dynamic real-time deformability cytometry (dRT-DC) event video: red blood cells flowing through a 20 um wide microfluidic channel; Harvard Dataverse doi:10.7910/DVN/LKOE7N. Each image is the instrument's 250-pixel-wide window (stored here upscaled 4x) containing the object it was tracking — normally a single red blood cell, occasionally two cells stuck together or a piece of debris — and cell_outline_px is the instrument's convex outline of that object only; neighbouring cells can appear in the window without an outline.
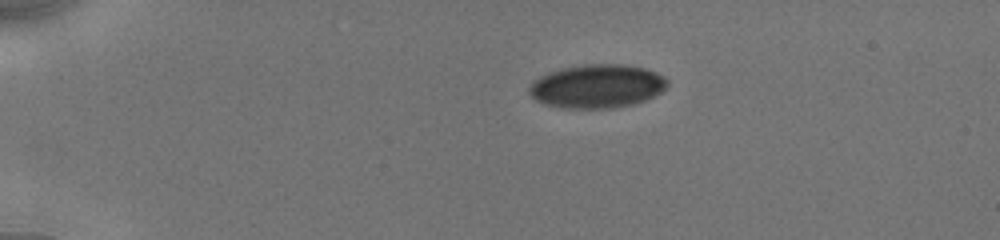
{"species": "human", "species_latin": "Homo sapiens", "temperature_condition": "cold", "stored_images_in_passage": 6, "camera_frame_rate_fps": 3000, "um_per_image_px": 0.085, "donor": {"sex": "male"}, "frame": {"image": 1, "passage_image": 1, "time_ms": 0.0, "image_size_px": [1000, 240], "cell_outline_px": [[668, 84], [660, 92], [636, 104], [612, 108], [564, 108], [544, 104], [536, 100], [528, 92], [528, 88], [540, 76], [548, 72], [564, 68], [584, 64], [624, 64], [644, 68], [656, 72], [664, 76], [668, 80]], "centroid_in_image_um": [50.76, 7.33], "position_along_channel_um": 34.2, "area_um2": 35.03}}
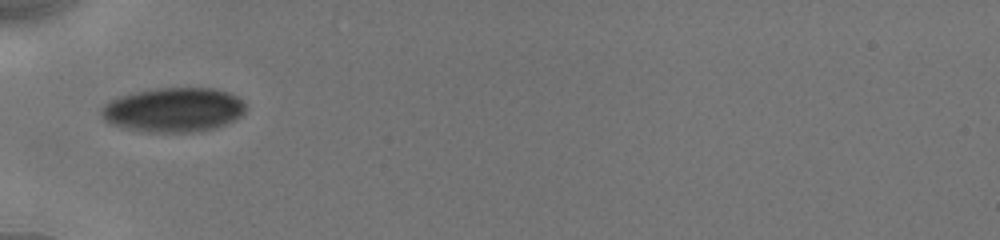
{"frame": {"image": 2, "passage_image": 5, "time_ms": 2.667, "image_size_px": [1000, 240], "cell_outline_px": [[248, 108], [240, 116], [216, 128], [200, 132], [148, 132], [108, 124], [100, 116], [100, 108], [104, 104], [120, 96], [136, 92], [156, 88], [216, 88], [228, 92], [236, 96]], "centroid_in_image_um": [14.74, 9.34], "position_along_channel_um": 70.3, "area_um2": 37.45}}